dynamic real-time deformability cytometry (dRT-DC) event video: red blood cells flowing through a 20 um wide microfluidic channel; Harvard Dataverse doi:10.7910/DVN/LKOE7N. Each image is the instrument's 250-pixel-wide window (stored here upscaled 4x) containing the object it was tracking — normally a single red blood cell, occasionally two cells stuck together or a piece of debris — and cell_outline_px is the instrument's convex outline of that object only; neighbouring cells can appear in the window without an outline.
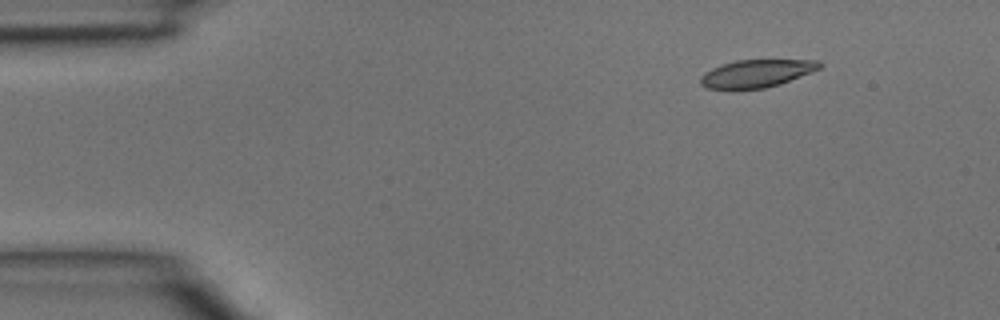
{"species": "common noctule bat (a hibernating species)", "species_latin": "Nyctalus noctula", "temperature_condition": "room temperature", "stored_images_in_passage": 4, "camera_frame_rate_fps": 3000, "um_per_image_px": 0.085, "animal": {"sex": "male", "body_mass_g": 15.6}, "frame": {"image": 1, "passage_image": 2, "time_ms": 0.333, "image_size_px": [1000, 320], "cell_outline_px": [[824, 64], [820, 68], [812, 72], [780, 84], [764, 88], [704, 88], [700, 84], [700, 76], [704, 72], [712, 68], [736, 60], [820, 60]], "centroid_in_image_um": [64.33, 6.23], "position_along_channel_um": 20.7, "area_um2": 19.07}}